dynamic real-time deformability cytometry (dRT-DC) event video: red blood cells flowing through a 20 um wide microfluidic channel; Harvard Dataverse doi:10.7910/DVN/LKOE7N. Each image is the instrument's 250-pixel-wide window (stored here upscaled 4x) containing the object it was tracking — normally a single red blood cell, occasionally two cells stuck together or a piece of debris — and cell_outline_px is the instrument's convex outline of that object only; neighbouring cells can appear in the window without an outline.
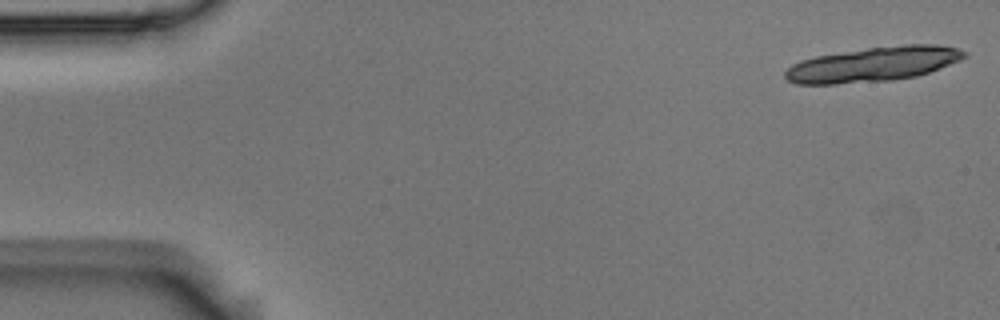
{"species": "Egyptian fruit bat (a non-hibernating species)", "species_latin": "Rousettus aegyptiacus", "temperature_condition": "room temperature", "stored_images_in_passage": 20, "camera_frame_rate_fps": 3000, "um_per_image_px": 0.085, "animal": {"sex": "male"}, "frame": {"image": 1, "passage_image": 1, "time_ms": 0.0, "image_size_px": [1000, 320], "cell_outline_px": [[968, 56], [960, 60], [928, 72], [916, 76], [892, 80], [836, 84], [796, 84], [788, 80], [784, 76], [784, 72], [792, 64], [800, 60], [816, 56], [868, 48], [904, 44], [936, 44], [956, 48], [968, 52]], "centroid_in_image_um": [74.22, 5.46], "position_along_channel_um": 10.8, "area_um2": 36.13}}